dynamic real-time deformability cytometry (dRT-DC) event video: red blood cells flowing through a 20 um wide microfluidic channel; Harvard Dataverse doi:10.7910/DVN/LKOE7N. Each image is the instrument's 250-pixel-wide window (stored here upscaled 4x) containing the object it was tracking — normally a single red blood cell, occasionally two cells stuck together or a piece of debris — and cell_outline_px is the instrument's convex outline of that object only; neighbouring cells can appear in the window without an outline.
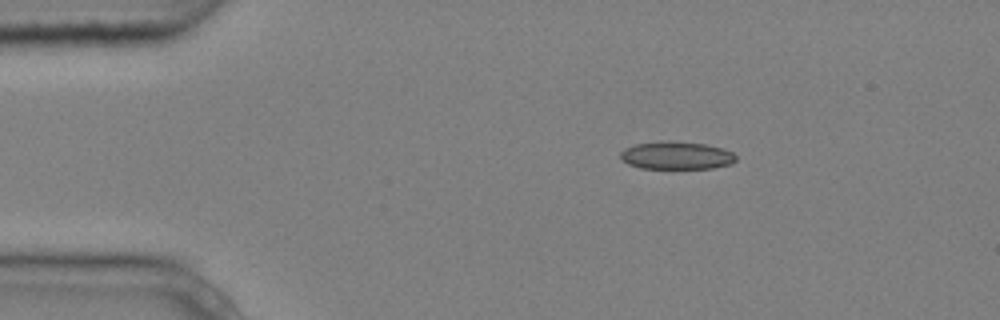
{"species": "common noctule bat (a hibernating species)", "species_latin": "Nyctalus noctula", "temperature_condition": "cold", "stored_images_in_passage": 4, "camera_frame_rate_fps": 3000, "um_per_image_px": 0.085, "animal": {"sex": "male", "body_mass_g": 20.4}, "frame": {"image": 1, "passage_image": 1, "time_ms": 0.0, "image_size_px": [1000, 320], "cell_outline_px": [[736, 160], [732, 164], [712, 168], [640, 168], [628, 164], [620, 160], [620, 152], [624, 148], [636, 144], [668, 140], [704, 144], [720, 148], [732, 152], [736, 156]], "centroid_in_image_um": [57.46, 13.21], "position_along_channel_um": 27.5, "area_um2": 18.73}}
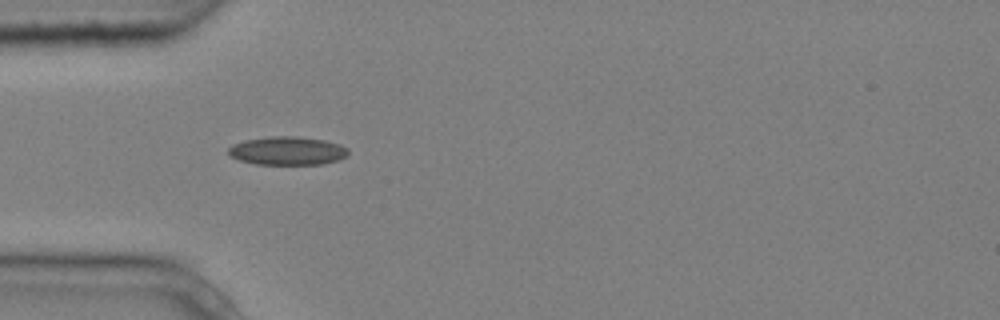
{"frame": {"image": 2, "passage_image": 3, "time_ms": 0.667, "image_size_px": [1000, 320], "cell_outline_px": [[348, 156], [324, 164], [256, 164], [240, 160], [228, 156], [228, 148], [232, 144], [244, 140], [272, 136], [296, 136], [324, 140], [340, 144], [348, 148]], "centroid_in_image_um": [24.42, 12.81], "position_along_channel_um": 60.6, "area_um2": 19.94}}
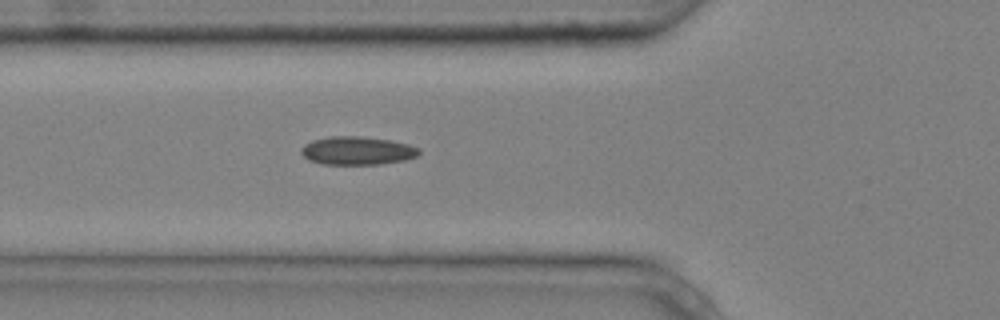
{"frame": {"image": 3, "passage_image": 4, "time_ms": 1.0, "image_size_px": [1000, 320], "cell_outline_px": [[420, 152], [416, 156], [404, 160], [380, 164], [320, 164], [308, 160], [300, 152], [300, 148], [304, 144], [312, 140], [328, 136], [360, 136], [388, 140], [408, 144], [420, 148]], "centroid_in_image_um": [30.32, 12.8], "position_along_channel_um": 95.5, "area_um2": 19.48}}